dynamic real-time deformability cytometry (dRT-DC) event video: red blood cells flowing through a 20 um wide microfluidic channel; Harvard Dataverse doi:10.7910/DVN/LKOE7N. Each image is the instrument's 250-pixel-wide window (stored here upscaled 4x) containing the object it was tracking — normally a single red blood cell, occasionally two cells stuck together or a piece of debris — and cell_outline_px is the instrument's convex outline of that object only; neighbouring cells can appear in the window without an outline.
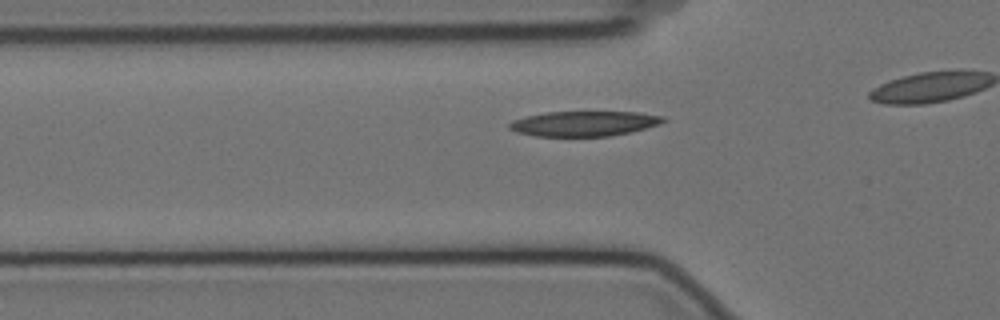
{"species": "Egyptian fruit bat (a non-hibernating species)", "species_latin": "Rousettus aegyptiacus", "temperature_condition": "cold", "stored_images_in_passage": 37, "camera_frame_rate_fps": 3000, "um_per_image_px": 0.085, "animal": {"sex": "female"}, "frame": {"image": 1, "passage_image": 11, "time_ms": 3.333, "image_size_px": [1000, 320], "cell_outline_px": [[668, 120], [660, 124], [632, 132], [612, 136], [536, 136], [516, 132], [508, 128], [508, 124], [512, 120], [544, 112], [640, 112], [664, 116]], "centroid_in_image_um": [49.68, 10.5], "position_along_channel_um": 76.1, "area_um2": 22.66}}
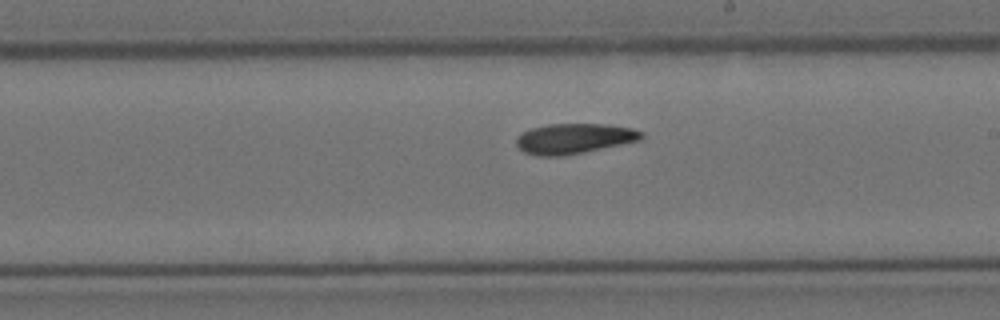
{"frame": {"image": 2, "passage_image": 25, "time_ms": 8.0, "image_size_px": [1000, 320], "cell_outline_px": [[644, 136], [640, 140], [584, 152], [564, 156], [536, 156], [524, 152], [516, 144], [516, 136], [520, 132], [532, 128], [548, 124], [608, 124], [632, 128], [644, 132]], "centroid_in_image_um": [48.78, 11.77], "position_along_channel_um": 240.2, "area_um2": 22.2}}
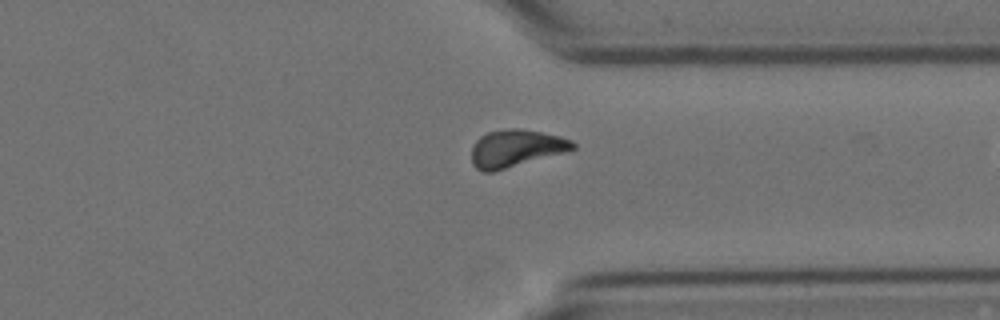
{"frame": {"image": 3, "passage_image": 36, "time_ms": 11.667, "image_size_px": [1000, 320], "cell_outline_px": [[576, 148], [564, 152], [492, 172], [480, 172], [472, 164], [472, 144], [480, 136], [488, 132], [504, 128], [520, 128], [560, 136], [572, 140], [576, 144]], "centroid_in_image_um": [43.81, 12.6], "position_along_channel_um": 367.6, "area_um2": 22.02}}